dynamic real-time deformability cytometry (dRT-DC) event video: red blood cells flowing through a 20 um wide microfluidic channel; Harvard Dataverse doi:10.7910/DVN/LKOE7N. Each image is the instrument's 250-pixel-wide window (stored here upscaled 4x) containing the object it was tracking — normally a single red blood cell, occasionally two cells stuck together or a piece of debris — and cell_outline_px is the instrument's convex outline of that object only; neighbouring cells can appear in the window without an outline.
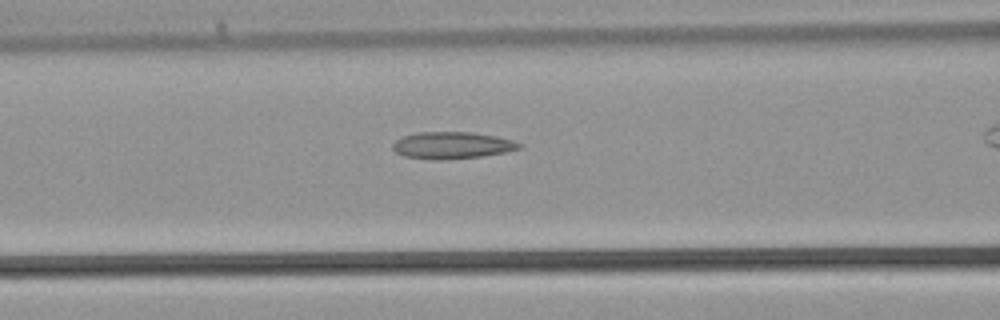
{"species": "common noctule bat (a hibernating species)", "species_latin": "Nyctalus noctula", "temperature_condition": "warm", "stored_images_in_passage": 27, "camera_frame_rate_fps": 3000, "um_per_image_px": 0.085, "animal": {"sex": "male", "body_mass_g": 21.5, "forearm_length_mm": 52.0}, "frame": {"image": 1, "passage_image": 12, "time_ms": 3.667, "image_size_px": [1000, 320], "cell_outline_px": [[524, 148], [504, 152], [480, 156], [440, 160], [432, 160], [404, 156], [396, 152], [392, 148], [392, 144], [396, 140], [404, 136], [416, 132], [472, 132], [496, 136], [512, 140], [524, 144]], "centroid_in_image_um": [38.44, 12.35], "position_along_channel_um": 128.2, "area_um2": 19.88}}